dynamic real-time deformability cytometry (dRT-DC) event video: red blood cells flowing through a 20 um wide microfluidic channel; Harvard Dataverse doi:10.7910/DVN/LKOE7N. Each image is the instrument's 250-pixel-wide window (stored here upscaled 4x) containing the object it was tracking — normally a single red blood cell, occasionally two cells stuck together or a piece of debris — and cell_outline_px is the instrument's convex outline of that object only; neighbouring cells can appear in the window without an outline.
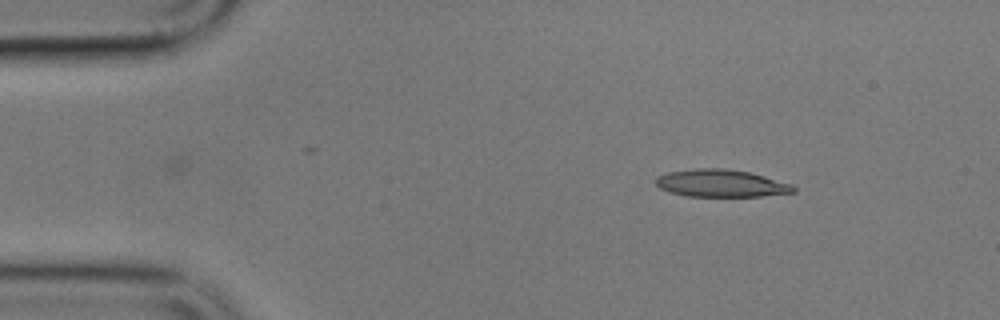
{"species": "common noctule bat (a hibernating species)", "species_latin": "Nyctalus noctula", "temperature_condition": "cold", "stored_images_in_passage": 5, "camera_frame_rate_fps": 3000, "um_per_image_px": 0.085, "animal": {"sex": "male", "body_mass_g": 17.9}, "frame": {"image": 1, "passage_image": 1, "time_ms": 0.0, "image_size_px": [1000, 320], "cell_outline_px": [[796, 192], [760, 196], [688, 196], [668, 192], [660, 188], [656, 184], [656, 176], [668, 172], [696, 168], [724, 168], [748, 172], [764, 176], [792, 184], [796, 188]], "centroid_in_image_um": [61.28, 15.58], "position_along_channel_um": 23.7, "area_um2": 21.96}}
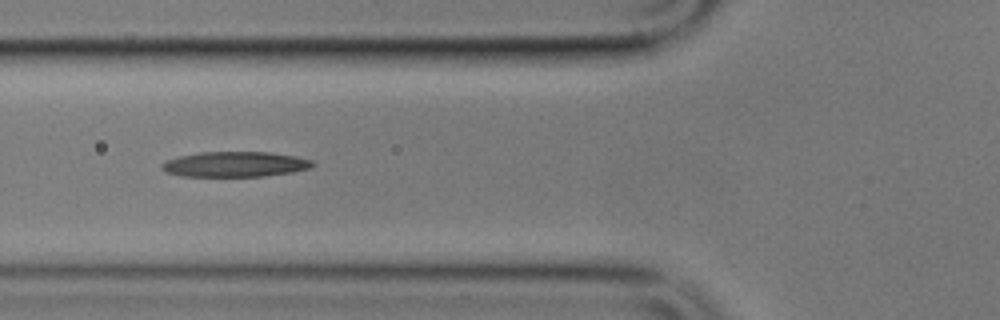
{"frame": {"image": 2, "passage_image": 4, "time_ms": 4.333, "image_size_px": [1000, 320], "cell_outline_px": [[316, 164], [308, 168], [292, 172], [264, 176], [180, 176], [164, 172], [160, 168], [160, 164], [164, 160], [180, 156], [200, 152], [268, 152], [296, 156], [312, 160]], "centroid_in_image_um": [19.92, 13.96], "position_along_channel_um": 105.9, "area_um2": 22.31}}
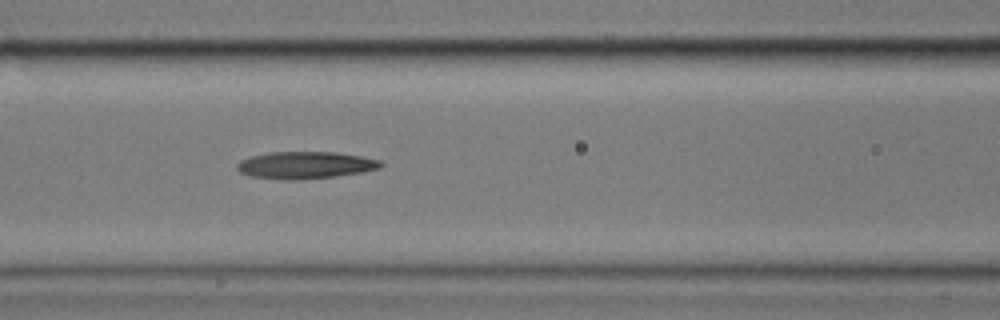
{"frame": {"image": 3, "passage_image": 5, "time_ms": 5.333, "image_size_px": [1000, 320], "cell_outline_px": [[384, 164], [380, 168], [364, 172], [336, 176], [296, 180], [288, 180], [252, 176], [240, 172], [236, 168], [236, 164], [240, 160], [252, 156], [272, 152], [336, 152], [360, 156], [380, 160]], "centroid_in_image_um": [25.98, 14.03], "position_along_channel_um": 140.6, "area_um2": 22.66}}